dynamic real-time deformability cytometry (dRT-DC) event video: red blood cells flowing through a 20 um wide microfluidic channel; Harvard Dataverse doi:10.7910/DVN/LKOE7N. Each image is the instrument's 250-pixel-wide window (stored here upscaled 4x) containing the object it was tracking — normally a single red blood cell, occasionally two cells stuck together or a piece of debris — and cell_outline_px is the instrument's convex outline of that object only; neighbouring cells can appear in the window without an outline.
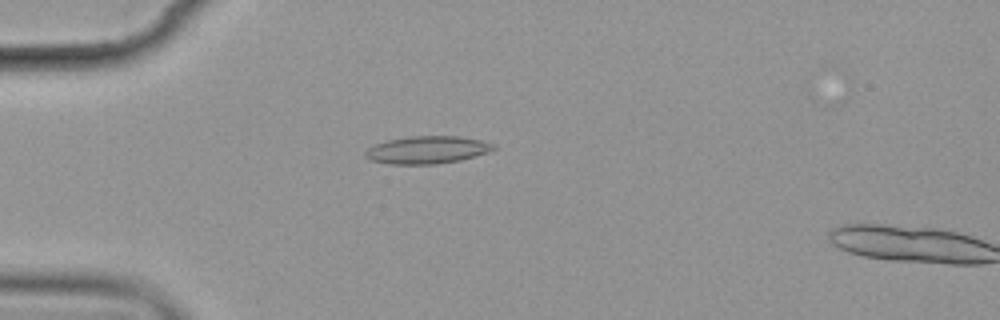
{"species": "common noctule bat (a hibernating species)", "species_latin": "Nyctalus noctula", "temperature_condition": "cold", "stored_images_in_passage": 5, "camera_frame_rate_fps": 3000, "um_per_image_px": 0.085, "animal": {"sex": "female", "body_mass_g": 19.9}, "frame": {"image": 1, "passage_image": 4, "time_ms": 4.667, "image_size_px": [1000, 320], "cell_outline_px": [[496, 148], [488, 152], [460, 160], [436, 164], [392, 164], [368, 160], [364, 156], [364, 152], [368, 148], [376, 144], [388, 140], [408, 136], [456, 136], [480, 140], [496, 144]], "centroid_in_image_um": [36.29, 12.74], "position_along_channel_um": 48.7, "area_um2": 20.58}}